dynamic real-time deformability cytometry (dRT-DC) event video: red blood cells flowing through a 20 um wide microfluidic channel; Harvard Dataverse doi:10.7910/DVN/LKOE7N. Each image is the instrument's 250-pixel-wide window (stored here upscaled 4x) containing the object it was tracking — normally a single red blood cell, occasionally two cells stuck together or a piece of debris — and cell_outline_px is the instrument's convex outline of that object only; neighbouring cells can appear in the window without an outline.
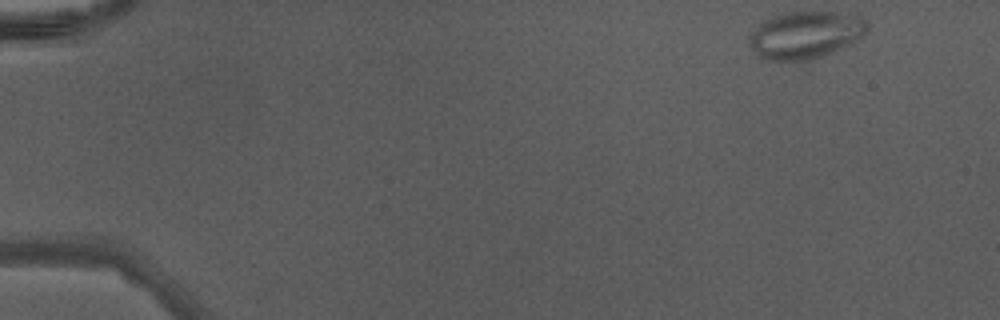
{"species": "Egyptian fruit bat (a non-hibernating species)", "species_latin": "Rousettus aegyptiacus", "temperature_condition": "warm", "stored_images_in_passage": 44, "camera_frame_rate_fps": 3000, "um_per_image_px": 0.085, "animal": {"sex": "male"}, "frame": {"image": 1, "passage_image": 1, "time_ms": 0.0, "image_size_px": [1000, 320], "cell_outline_px": [[868, 28], [860, 40], [832, 52], [808, 60], [768, 60], [756, 56], [748, 40], [752, 32], [764, 20], [780, 12], [836, 12], [860, 16], [868, 20]], "centroid_in_image_um": [68.48, 2.95], "position_along_channel_um": 16.5, "area_um2": 32.66}}
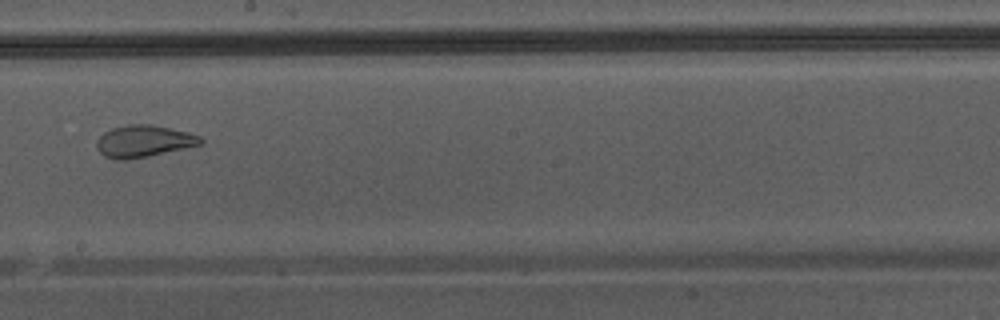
{"frame": {"image": 2, "passage_image": 25, "time_ms": 8.0, "image_size_px": [1000, 320], "cell_outline_px": [[204, 140], [200, 144], [184, 148], [124, 160], [120, 160], [104, 156], [96, 148], [96, 140], [104, 132], [112, 128], [128, 124], [152, 124], [188, 132], [200, 136]], "centroid_in_image_um": [12.18, 11.98], "position_along_channel_um": 236.0, "area_um2": 19.07}}
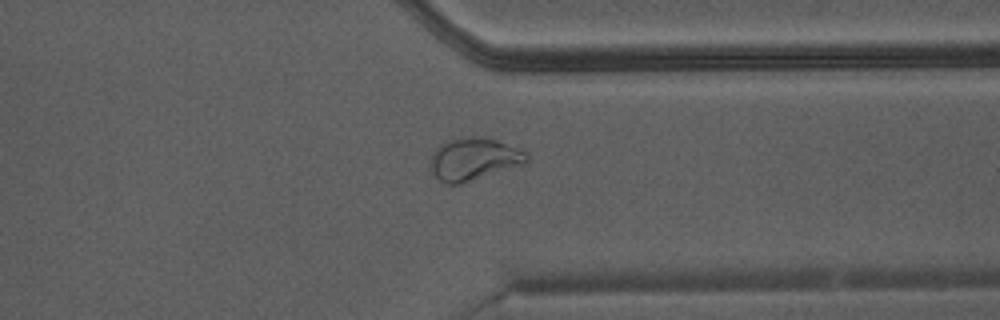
{"frame": {"image": 3, "passage_image": 34, "time_ms": 11.0, "image_size_px": [1000, 320], "cell_outline_px": [[528, 164], [460, 184], [444, 184], [432, 172], [432, 152], [440, 144], [448, 140], [472, 136], [492, 136], [524, 148], [528, 152]], "centroid_in_image_um": [40.41, 13.48], "position_along_channel_um": 371.0, "area_um2": 24.68}}